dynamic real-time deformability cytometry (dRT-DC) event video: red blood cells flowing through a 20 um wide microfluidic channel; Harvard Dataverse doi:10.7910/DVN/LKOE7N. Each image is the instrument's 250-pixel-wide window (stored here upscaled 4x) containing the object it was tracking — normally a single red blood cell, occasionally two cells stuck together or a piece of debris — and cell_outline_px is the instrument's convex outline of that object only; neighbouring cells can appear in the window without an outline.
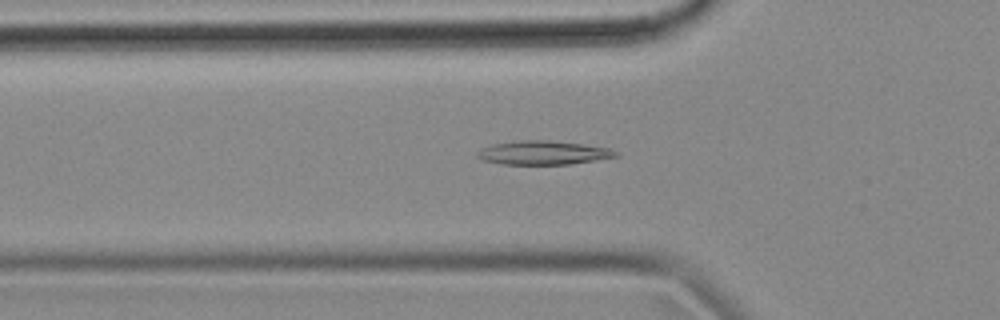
{"species": "common noctule bat (a hibernating species)", "species_latin": "Nyctalus noctula", "temperature_condition": "cold", "stored_images_in_passage": 55, "camera_frame_rate_fps": 3000, "um_per_image_px": 0.085, "animal": {"sex": "female", "body_mass_g": 18.4}, "frame": {"image": 1, "passage_image": 18, "time_ms": 5.667, "image_size_px": [1000, 320], "cell_outline_px": [[620, 156], [572, 164], [500, 164], [484, 160], [476, 156], [484, 148], [492, 144], [516, 140], [548, 140], [584, 144], [608, 148], [620, 152]], "centroid_in_image_um": [46.24, 12.98], "position_along_channel_um": 79.6, "area_um2": 19.19}}
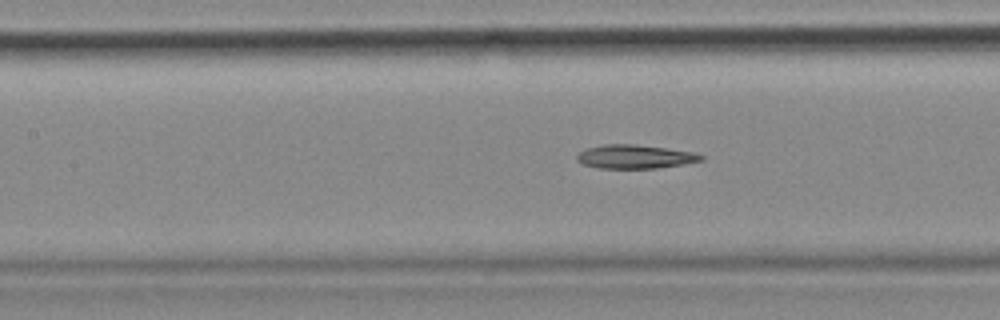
{"frame": {"image": 2, "passage_image": 24, "time_ms": 7.667, "image_size_px": [1000, 320], "cell_outline_px": [[704, 160], [656, 168], [596, 168], [584, 164], [576, 160], [576, 156], [580, 152], [588, 148], [604, 144], [632, 144], [696, 152], [704, 156]], "centroid_in_image_um": [53.96, 13.31], "position_along_channel_um": 153.4, "area_um2": 16.99}}
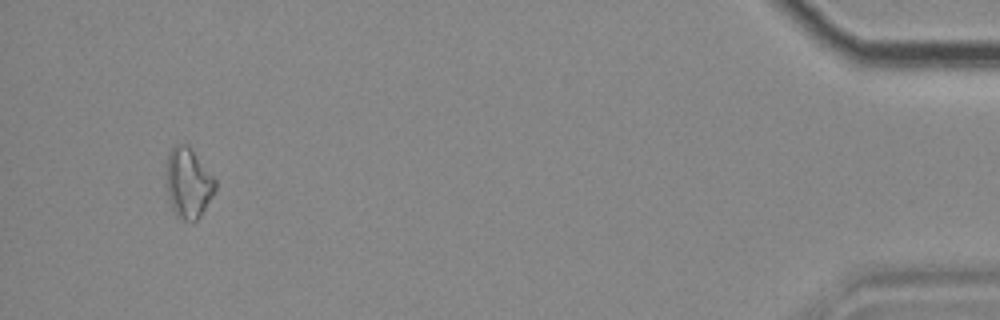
{"frame": {"image": 3, "passage_image": 52, "time_ms": 17.0, "image_size_px": [1000, 320], "cell_outline_px": [[216, 192], [200, 216], [192, 224], [176, 216], [172, 208], [168, 196], [164, 176], [164, 172], [168, 152], [176, 144], [188, 144], [216, 180]], "centroid_in_image_um": [15.98, 15.56], "position_along_channel_um": 419.2, "area_um2": 20.58}}